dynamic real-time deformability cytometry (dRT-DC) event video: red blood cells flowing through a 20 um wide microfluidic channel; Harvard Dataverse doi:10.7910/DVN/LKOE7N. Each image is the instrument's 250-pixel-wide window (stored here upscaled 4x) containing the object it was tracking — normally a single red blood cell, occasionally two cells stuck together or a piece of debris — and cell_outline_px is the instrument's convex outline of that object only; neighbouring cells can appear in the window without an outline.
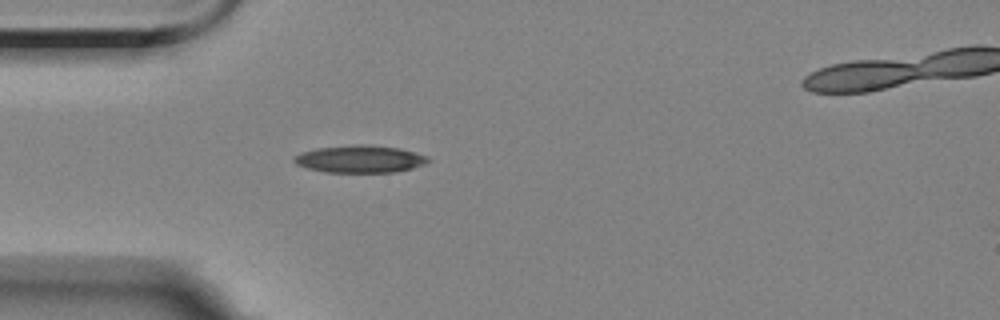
{"species": "Egyptian fruit bat (a non-hibernating species)", "species_latin": "Rousettus aegyptiacus", "temperature_condition": "room temperature", "stored_images_in_passage": 2, "camera_frame_rate_fps": 3000, "um_per_image_px": 0.085, "animal": {"sex": "female"}, "frame": {"image": 1, "passage_image": 1, "time_ms": 0.0, "image_size_px": [1000, 320], "cell_outline_px": [[432, 160], [428, 164], [396, 172], [324, 172], [308, 168], [296, 164], [292, 160], [300, 152], [316, 148], [356, 144], [372, 144], [400, 148], [428, 156]], "centroid_in_image_um": [30.64, 13.51], "position_along_channel_um": 54.4, "area_um2": 21.68}}